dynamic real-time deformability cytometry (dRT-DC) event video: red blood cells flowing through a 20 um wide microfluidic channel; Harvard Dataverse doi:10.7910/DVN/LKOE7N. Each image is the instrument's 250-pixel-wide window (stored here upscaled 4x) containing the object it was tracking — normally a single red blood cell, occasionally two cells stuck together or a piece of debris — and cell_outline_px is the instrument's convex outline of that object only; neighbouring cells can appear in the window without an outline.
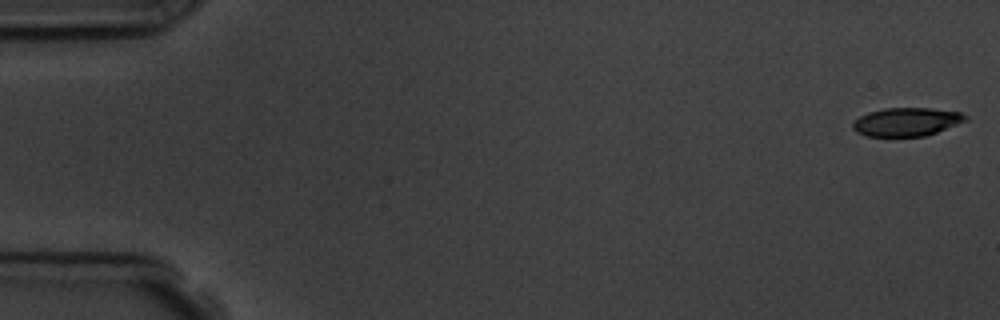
{"species": "common noctule bat (a hibernating species)", "species_latin": "Nyctalus noctula", "temperature_condition": "room temperature", "stored_images_in_passage": 7, "camera_frame_rate_fps": 3000, "um_per_image_px": 0.085, "animal": {"sex": "male", "body_mass_g": 19.5, "forearm_length_mm": 54.6}, "frame": {"image": 1, "passage_image": 1, "time_ms": 0.0, "image_size_px": [1000, 320], "cell_outline_px": [[968, 120], [936, 132], [924, 136], [896, 140], [868, 136], [856, 132], [852, 128], [852, 124], [860, 116], [868, 112], [884, 108], [928, 108], [960, 112], [968, 116]], "centroid_in_image_um": [77.02, 10.41], "position_along_channel_um": 8.0, "area_um2": 19.36}}
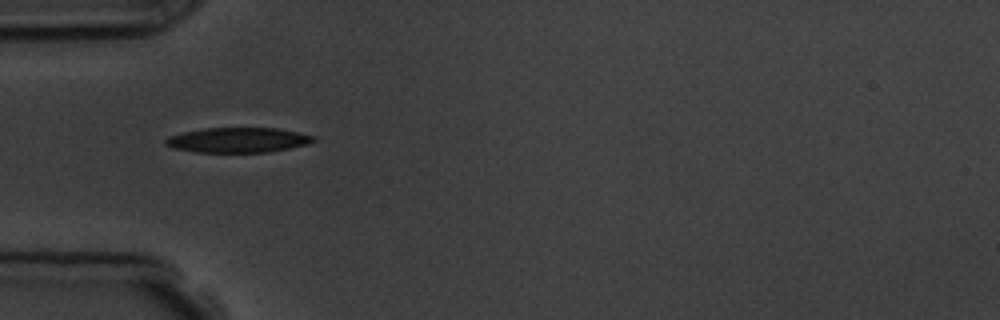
{"frame": {"image": 2, "passage_image": 5, "time_ms": 5.333, "image_size_px": [1000, 320], "cell_outline_px": [[316, 140], [308, 144], [268, 152], [196, 152], [172, 148], [164, 144], [164, 140], [168, 136], [184, 132], [204, 128], [276, 128], [316, 136]], "centroid_in_image_um": [20.2, 11.9], "position_along_channel_um": 64.8, "area_um2": 21.5}}